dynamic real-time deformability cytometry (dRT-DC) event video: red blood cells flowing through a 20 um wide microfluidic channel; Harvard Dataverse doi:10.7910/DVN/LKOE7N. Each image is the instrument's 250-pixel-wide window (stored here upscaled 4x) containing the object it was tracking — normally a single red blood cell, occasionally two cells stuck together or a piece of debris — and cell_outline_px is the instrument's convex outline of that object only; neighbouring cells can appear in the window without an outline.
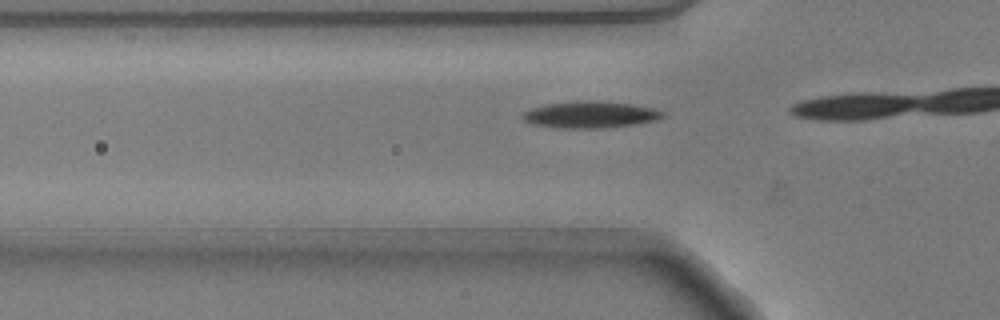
{"species": "common noctule bat (a hibernating species)", "species_latin": "Nyctalus noctula", "temperature_condition": "warm", "stored_images_in_passage": 9, "camera_frame_rate_fps": 3000, "um_per_image_px": 0.085, "animal": {"sex": "male", "body_mass_g": 20.5, "forearm_length_mm": 52.5}, "frame": {"image": 1, "passage_image": 7, "time_ms": 2.0, "image_size_px": [1000, 320], "cell_outline_px": [[668, 116], [656, 120], [636, 124], [600, 128], [560, 128], [532, 124], [524, 120], [520, 116], [524, 112], [532, 108], [548, 104], [588, 100], [596, 100], [632, 104], [652, 108], [664, 112]], "centroid_in_image_um": [50.21, 9.75], "position_along_channel_um": 75.6, "area_um2": 21.73}}